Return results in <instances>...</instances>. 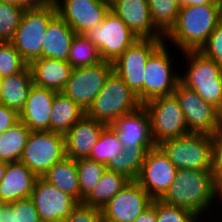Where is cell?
Segmentation results:
<instances>
[{"label":"cell","instance_id":"bcb514c9","mask_svg":"<svg viewBox=\"0 0 222 222\" xmlns=\"http://www.w3.org/2000/svg\"><path fill=\"white\" fill-rule=\"evenodd\" d=\"M180 7L203 5V4H222V0H175Z\"/></svg>","mask_w":222,"mask_h":222},{"label":"cell","instance_id":"30bf717a","mask_svg":"<svg viewBox=\"0 0 222 222\" xmlns=\"http://www.w3.org/2000/svg\"><path fill=\"white\" fill-rule=\"evenodd\" d=\"M168 44L164 41L147 60L144 70V103L173 94L180 82V73L172 66L175 61Z\"/></svg>","mask_w":222,"mask_h":222},{"label":"cell","instance_id":"83f0119b","mask_svg":"<svg viewBox=\"0 0 222 222\" xmlns=\"http://www.w3.org/2000/svg\"><path fill=\"white\" fill-rule=\"evenodd\" d=\"M130 179L124 174L106 170L92 192L83 200V204L102 209Z\"/></svg>","mask_w":222,"mask_h":222},{"label":"cell","instance_id":"cb8c5ba5","mask_svg":"<svg viewBox=\"0 0 222 222\" xmlns=\"http://www.w3.org/2000/svg\"><path fill=\"white\" fill-rule=\"evenodd\" d=\"M76 32L57 14L48 24L42 46V57L67 61Z\"/></svg>","mask_w":222,"mask_h":222},{"label":"cell","instance_id":"7402d4cb","mask_svg":"<svg viewBox=\"0 0 222 222\" xmlns=\"http://www.w3.org/2000/svg\"><path fill=\"white\" fill-rule=\"evenodd\" d=\"M37 176L22 162L7 163L0 183V200L4 204L29 198L34 189Z\"/></svg>","mask_w":222,"mask_h":222},{"label":"cell","instance_id":"7bdbcfd3","mask_svg":"<svg viewBox=\"0 0 222 222\" xmlns=\"http://www.w3.org/2000/svg\"><path fill=\"white\" fill-rule=\"evenodd\" d=\"M156 220V199H154L152 205L142 212L133 222H156Z\"/></svg>","mask_w":222,"mask_h":222},{"label":"cell","instance_id":"5b68a950","mask_svg":"<svg viewBox=\"0 0 222 222\" xmlns=\"http://www.w3.org/2000/svg\"><path fill=\"white\" fill-rule=\"evenodd\" d=\"M157 146L177 169L213 170L210 134L190 132Z\"/></svg>","mask_w":222,"mask_h":222},{"label":"cell","instance_id":"e575fe53","mask_svg":"<svg viewBox=\"0 0 222 222\" xmlns=\"http://www.w3.org/2000/svg\"><path fill=\"white\" fill-rule=\"evenodd\" d=\"M24 11L20 5L0 1V42L13 38Z\"/></svg>","mask_w":222,"mask_h":222},{"label":"cell","instance_id":"f546056e","mask_svg":"<svg viewBox=\"0 0 222 222\" xmlns=\"http://www.w3.org/2000/svg\"><path fill=\"white\" fill-rule=\"evenodd\" d=\"M155 147H130L124 148L123 152L110 160L106 165L107 170L124 174L130 180H136L146 153Z\"/></svg>","mask_w":222,"mask_h":222},{"label":"cell","instance_id":"4dcf8cb0","mask_svg":"<svg viewBox=\"0 0 222 222\" xmlns=\"http://www.w3.org/2000/svg\"><path fill=\"white\" fill-rule=\"evenodd\" d=\"M103 61L95 44L83 34H75L67 58V62L73 68L92 66Z\"/></svg>","mask_w":222,"mask_h":222},{"label":"cell","instance_id":"f907efd6","mask_svg":"<svg viewBox=\"0 0 222 222\" xmlns=\"http://www.w3.org/2000/svg\"><path fill=\"white\" fill-rule=\"evenodd\" d=\"M207 222H211L212 220L210 219V221H208V220H206ZM217 221V219L214 221V222H216ZM201 222H205L204 221V219H203V221H201ZM213 222V221H212ZM217 222H220V221H217ZM221 222H222V220H221Z\"/></svg>","mask_w":222,"mask_h":222},{"label":"cell","instance_id":"74e56055","mask_svg":"<svg viewBox=\"0 0 222 222\" xmlns=\"http://www.w3.org/2000/svg\"><path fill=\"white\" fill-rule=\"evenodd\" d=\"M211 141L214 185L222 196V124L211 135Z\"/></svg>","mask_w":222,"mask_h":222},{"label":"cell","instance_id":"3957f363","mask_svg":"<svg viewBox=\"0 0 222 222\" xmlns=\"http://www.w3.org/2000/svg\"><path fill=\"white\" fill-rule=\"evenodd\" d=\"M188 68L180 74V83L222 112V67L200 51H183Z\"/></svg>","mask_w":222,"mask_h":222},{"label":"cell","instance_id":"d4e9b609","mask_svg":"<svg viewBox=\"0 0 222 222\" xmlns=\"http://www.w3.org/2000/svg\"><path fill=\"white\" fill-rule=\"evenodd\" d=\"M32 85L29 66L18 74L3 77L0 81V102L19 114L24 108Z\"/></svg>","mask_w":222,"mask_h":222},{"label":"cell","instance_id":"f1b7e54d","mask_svg":"<svg viewBox=\"0 0 222 222\" xmlns=\"http://www.w3.org/2000/svg\"><path fill=\"white\" fill-rule=\"evenodd\" d=\"M30 132L19 120L8 130L0 133V161L6 163L20 161Z\"/></svg>","mask_w":222,"mask_h":222},{"label":"cell","instance_id":"f6af8a7d","mask_svg":"<svg viewBox=\"0 0 222 222\" xmlns=\"http://www.w3.org/2000/svg\"><path fill=\"white\" fill-rule=\"evenodd\" d=\"M0 222H13V202L4 204L0 209Z\"/></svg>","mask_w":222,"mask_h":222},{"label":"cell","instance_id":"484cf974","mask_svg":"<svg viewBox=\"0 0 222 222\" xmlns=\"http://www.w3.org/2000/svg\"><path fill=\"white\" fill-rule=\"evenodd\" d=\"M60 191L74 197L80 203V188L76 160L65 157L56 162L42 177Z\"/></svg>","mask_w":222,"mask_h":222},{"label":"cell","instance_id":"8d00e7d4","mask_svg":"<svg viewBox=\"0 0 222 222\" xmlns=\"http://www.w3.org/2000/svg\"><path fill=\"white\" fill-rule=\"evenodd\" d=\"M156 222H201L199 216L184 208L165 204L156 199Z\"/></svg>","mask_w":222,"mask_h":222},{"label":"cell","instance_id":"7a4b0ae2","mask_svg":"<svg viewBox=\"0 0 222 222\" xmlns=\"http://www.w3.org/2000/svg\"><path fill=\"white\" fill-rule=\"evenodd\" d=\"M222 20V4L180 7L175 24L164 35L177 50L200 51Z\"/></svg>","mask_w":222,"mask_h":222},{"label":"cell","instance_id":"d6986e66","mask_svg":"<svg viewBox=\"0 0 222 222\" xmlns=\"http://www.w3.org/2000/svg\"><path fill=\"white\" fill-rule=\"evenodd\" d=\"M117 133L123 148L156 147L153 141L148 112L141 105L122 115L110 125Z\"/></svg>","mask_w":222,"mask_h":222},{"label":"cell","instance_id":"9a60e30c","mask_svg":"<svg viewBox=\"0 0 222 222\" xmlns=\"http://www.w3.org/2000/svg\"><path fill=\"white\" fill-rule=\"evenodd\" d=\"M153 200L135 180H130L101 209L103 222H133Z\"/></svg>","mask_w":222,"mask_h":222},{"label":"cell","instance_id":"ac0fdd59","mask_svg":"<svg viewBox=\"0 0 222 222\" xmlns=\"http://www.w3.org/2000/svg\"><path fill=\"white\" fill-rule=\"evenodd\" d=\"M110 10L137 38L164 39V34L153 24L147 0H115Z\"/></svg>","mask_w":222,"mask_h":222},{"label":"cell","instance_id":"60d3db41","mask_svg":"<svg viewBox=\"0 0 222 222\" xmlns=\"http://www.w3.org/2000/svg\"><path fill=\"white\" fill-rule=\"evenodd\" d=\"M63 222H103L102 211L79 203Z\"/></svg>","mask_w":222,"mask_h":222},{"label":"cell","instance_id":"4fadbf2b","mask_svg":"<svg viewBox=\"0 0 222 222\" xmlns=\"http://www.w3.org/2000/svg\"><path fill=\"white\" fill-rule=\"evenodd\" d=\"M173 94L182 109L189 132L212 135L221 125V112L204 101L195 90L179 82Z\"/></svg>","mask_w":222,"mask_h":222},{"label":"cell","instance_id":"603a6c76","mask_svg":"<svg viewBox=\"0 0 222 222\" xmlns=\"http://www.w3.org/2000/svg\"><path fill=\"white\" fill-rule=\"evenodd\" d=\"M33 84L61 92L70 79L73 67L67 62L57 59L40 57L29 65Z\"/></svg>","mask_w":222,"mask_h":222},{"label":"cell","instance_id":"4316f807","mask_svg":"<svg viewBox=\"0 0 222 222\" xmlns=\"http://www.w3.org/2000/svg\"><path fill=\"white\" fill-rule=\"evenodd\" d=\"M85 112L63 92H56L53 100L50 131L65 134Z\"/></svg>","mask_w":222,"mask_h":222},{"label":"cell","instance_id":"1f68e13d","mask_svg":"<svg viewBox=\"0 0 222 222\" xmlns=\"http://www.w3.org/2000/svg\"><path fill=\"white\" fill-rule=\"evenodd\" d=\"M123 150L124 148L116 131L110 125H107L102 130L97 143L92 147L89 159L107 165Z\"/></svg>","mask_w":222,"mask_h":222},{"label":"cell","instance_id":"277c9868","mask_svg":"<svg viewBox=\"0 0 222 222\" xmlns=\"http://www.w3.org/2000/svg\"><path fill=\"white\" fill-rule=\"evenodd\" d=\"M141 105L134 92L113 71L85 114L105 125H111L117 118L135 111Z\"/></svg>","mask_w":222,"mask_h":222},{"label":"cell","instance_id":"d6a6232c","mask_svg":"<svg viewBox=\"0 0 222 222\" xmlns=\"http://www.w3.org/2000/svg\"><path fill=\"white\" fill-rule=\"evenodd\" d=\"M79 188L80 203L92 192L101 178L102 174L107 170L106 165L89 158H81L76 160Z\"/></svg>","mask_w":222,"mask_h":222},{"label":"cell","instance_id":"5bb4252c","mask_svg":"<svg viewBox=\"0 0 222 222\" xmlns=\"http://www.w3.org/2000/svg\"><path fill=\"white\" fill-rule=\"evenodd\" d=\"M177 168L156 146L148 150L136 182L153 198L161 199L175 181Z\"/></svg>","mask_w":222,"mask_h":222},{"label":"cell","instance_id":"e0dca14e","mask_svg":"<svg viewBox=\"0 0 222 222\" xmlns=\"http://www.w3.org/2000/svg\"><path fill=\"white\" fill-rule=\"evenodd\" d=\"M57 14L76 32L84 34L100 24L110 10L102 0H54Z\"/></svg>","mask_w":222,"mask_h":222},{"label":"cell","instance_id":"9c48e42d","mask_svg":"<svg viewBox=\"0 0 222 222\" xmlns=\"http://www.w3.org/2000/svg\"><path fill=\"white\" fill-rule=\"evenodd\" d=\"M143 106L149 115L152 138L156 146L164 140L190 133L174 94L151 99Z\"/></svg>","mask_w":222,"mask_h":222},{"label":"cell","instance_id":"52a82bcc","mask_svg":"<svg viewBox=\"0 0 222 222\" xmlns=\"http://www.w3.org/2000/svg\"><path fill=\"white\" fill-rule=\"evenodd\" d=\"M163 42V39L138 38L113 62V71L123 79L142 105L145 65L150 55Z\"/></svg>","mask_w":222,"mask_h":222},{"label":"cell","instance_id":"816d5d0a","mask_svg":"<svg viewBox=\"0 0 222 222\" xmlns=\"http://www.w3.org/2000/svg\"><path fill=\"white\" fill-rule=\"evenodd\" d=\"M3 205L4 203L0 200V209L2 208Z\"/></svg>","mask_w":222,"mask_h":222},{"label":"cell","instance_id":"7dc6e473","mask_svg":"<svg viewBox=\"0 0 222 222\" xmlns=\"http://www.w3.org/2000/svg\"><path fill=\"white\" fill-rule=\"evenodd\" d=\"M6 168H7V163L4 162V161H0V183H1L2 179H3V176L5 174Z\"/></svg>","mask_w":222,"mask_h":222},{"label":"cell","instance_id":"44dd1931","mask_svg":"<svg viewBox=\"0 0 222 222\" xmlns=\"http://www.w3.org/2000/svg\"><path fill=\"white\" fill-rule=\"evenodd\" d=\"M107 125L86 114L83 115L65 134L66 157L74 160L89 158L92 147L97 143L102 130Z\"/></svg>","mask_w":222,"mask_h":222},{"label":"cell","instance_id":"7c38bea8","mask_svg":"<svg viewBox=\"0 0 222 222\" xmlns=\"http://www.w3.org/2000/svg\"><path fill=\"white\" fill-rule=\"evenodd\" d=\"M112 72L113 63L109 61L73 68L70 79L61 92L86 112Z\"/></svg>","mask_w":222,"mask_h":222},{"label":"cell","instance_id":"ffe728a7","mask_svg":"<svg viewBox=\"0 0 222 222\" xmlns=\"http://www.w3.org/2000/svg\"><path fill=\"white\" fill-rule=\"evenodd\" d=\"M55 91L32 85L19 120L30 131H50V117Z\"/></svg>","mask_w":222,"mask_h":222},{"label":"cell","instance_id":"b9f144b4","mask_svg":"<svg viewBox=\"0 0 222 222\" xmlns=\"http://www.w3.org/2000/svg\"><path fill=\"white\" fill-rule=\"evenodd\" d=\"M19 121V114L0 102V133L8 130Z\"/></svg>","mask_w":222,"mask_h":222},{"label":"cell","instance_id":"f35d334b","mask_svg":"<svg viewBox=\"0 0 222 222\" xmlns=\"http://www.w3.org/2000/svg\"><path fill=\"white\" fill-rule=\"evenodd\" d=\"M200 52L222 67V20L211 33L207 43L200 49Z\"/></svg>","mask_w":222,"mask_h":222},{"label":"cell","instance_id":"6da1fadb","mask_svg":"<svg viewBox=\"0 0 222 222\" xmlns=\"http://www.w3.org/2000/svg\"><path fill=\"white\" fill-rule=\"evenodd\" d=\"M160 200L165 204L192 211L205 221L209 214L212 219L211 211L214 206L217 208L219 205L217 210L222 214V203H218L222 199L216 191L212 171L177 169L175 181Z\"/></svg>","mask_w":222,"mask_h":222},{"label":"cell","instance_id":"681fc988","mask_svg":"<svg viewBox=\"0 0 222 222\" xmlns=\"http://www.w3.org/2000/svg\"><path fill=\"white\" fill-rule=\"evenodd\" d=\"M102 1L107 2L108 4L111 5L115 0H102Z\"/></svg>","mask_w":222,"mask_h":222},{"label":"cell","instance_id":"2e32d148","mask_svg":"<svg viewBox=\"0 0 222 222\" xmlns=\"http://www.w3.org/2000/svg\"><path fill=\"white\" fill-rule=\"evenodd\" d=\"M40 221L63 222L79 204L71 195L38 177L31 193Z\"/></svg>","mask_w":222,"mask_h":222},{"label":"cell","instance_id":"836d02e7","mask_svg":"<svg viewBox=\"0 0 222 222\" xmlns=\"http://www.w3.org/2000/svg\"><path fill=\"white\" fill-rule=\"evenodd\" d=\"M153 24L165 35L175 24L180 10L175 0H147Z\"/></svg>","mask_w":222,"mask_h":222},{"label":"cell","instance_id":"c3c4849f","mask_svg":"<svg viewBox=\"0 0 222 222\" xmlns=\"http://www.w3.org/2000/svg\"><path fill=\"white\" fill-rule=\"evenodd\" d=\"M0 1L19 5V0H0Z\"/></svg>","mask_w":222,"mask_h":222},{"label":"cell","instance_id":"8fae6325","mask_svg":"<svg viewBox=\"0 0 222 222\" xmlns=\"http://www.w3.org/2000/svg\"><path fill=\"white\" fill-rule=\"evenodd\" d=\"M83 35L97 46L104 61L112 63L138 39L111 10L100 24Z\"/></svg>","mask_w":222,"mask_h":222},{"label":"cell","instance_id":"8992f818","mask_svg":"<svg viewBox=\"0 0 222 222\" xmlns=\"http://www.w3.org/2000/svg\"><path fill=\"white\" fill-rule=\"evenodd\" d=\"M56 15L55 4L44 8L25 9L10 42L28 65L42 57L44 35L48 24Z\"/></svg>","mask_w":222,"mask_h":222},{"label":"cell","instance_id":"ba28073f","mask_svg":"<svg viewBox=\"0 0 222 222\" xmlns=\"http://www.w3.org/2000/svg\"><path fill=\"white\" fill-rule=\"evenodd\" d=\"M66 157L65 136L53 131H31L20 162L37 177Z\"/></svg>","mask_w":222,"mask_h":222},{"label":"cell","instance_id":"ab89813d","mask_svg":"<svg viewBox=\"0 0 222 222\" xmlns=\"http://www.w3.org/2000/svg\"><path fill=\"white\" fill-rule=\"evenodd\" d=\"M39 215L32 199L13 202V222H39Z\"/></svg>","mask_w":222,"mask_h":222},{"label":"cell","instance_id":"ee69618b","mask_svg":"<svg viewBox=\"0 0 222 222\" xmlns=\"http://www.w3.org/2000/svg\"><path fill=\"white\" fill-rule=\"evenodd\" d=\"M19 5L25 9L44 8L54 5V0H19Z\"/></svg>","mask_w":222,"mask_h":222},{"label":"cell","instance_id":"d590c367","mask_svg":"<svg viewBox=\"0 0 222 222\" xmlns=\"http://www.w3.org/2000/svg\"><path fill=\"white\" fill-rule=\"evenodd\" d=\"M28 64L10 41L0 42V76H12L23 71Z\"/></svg>","mask_w":222,"mask_h":222}]
</instances>
